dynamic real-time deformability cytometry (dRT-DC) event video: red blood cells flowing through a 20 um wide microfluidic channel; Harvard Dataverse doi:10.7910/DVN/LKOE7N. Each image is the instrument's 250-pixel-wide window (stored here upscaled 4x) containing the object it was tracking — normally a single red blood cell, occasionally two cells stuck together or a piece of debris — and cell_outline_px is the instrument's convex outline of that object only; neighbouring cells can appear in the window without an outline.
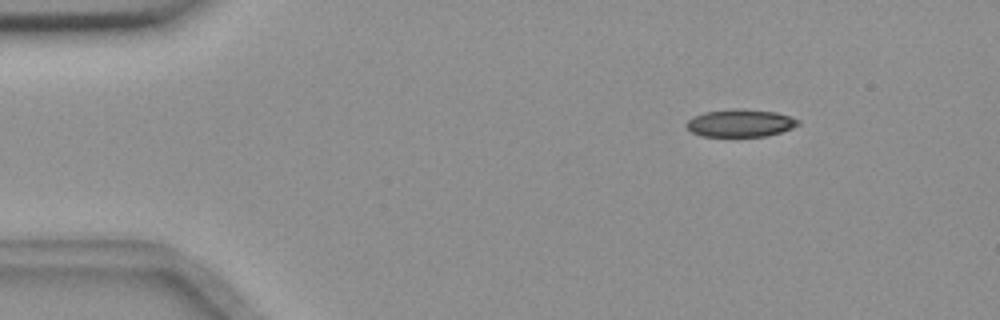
{"species": "common noctule bat (a hibernating species)", "species_latin": "Nyctalus noctula", "temperature_condition": "room temperature", "stored_images_in_passage": 8, "camera_frame_rate_fps": 3000, "um_per_image_px": 0.085, "animal": {"sex": "female", "body_mass_g": 18.4}, "frame": {"image": 1, "passage_image": 1, "time_ms": 0.0, "image_size_px": [1000, 320], "cell_outline_px": [[800, 124], [792, 128], [768, 136], [700, 136], [692, 132], [684, 124], [688, 120], [704, 112], [732, 108], [776, 112], [800, 120]], "centroid_in_image_um": [62.92, 10.46], "position_along_channel_um": 22.1, "area_um2": 17.86}}
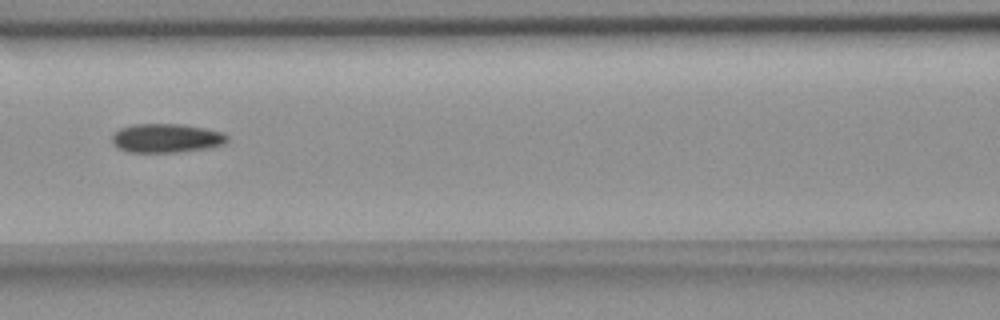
{"frame": {"image": 2, "passage_image": 6, "time_ms": 1.667, "image_size_px": [1000, 320], "cell_outline_px": [[228, 140], [224, 144], [208, 148], [176, 152], [128, 152], [112, 144], [112, 132], [120, 128], [132, 124], [184, 124], [224, 132], [228, 136]], "centroid_in_image_um": [14.13, 11.73], "position_along_channel_um": 152.5, "area_um2": 19.59}}
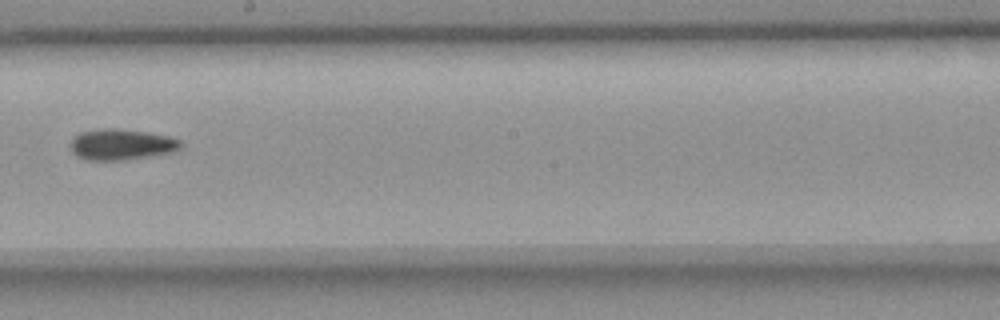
{"frame": {"image": 3, "passage_image": 8, "time_ms": 2.333, "image_size_px": [1000, 320], "cell_outline_px": [[180, 148], [172, 152], [148, 156], [120, 160], [88, 160], [76, 156], [72, 152], [72, 136], [80, 132], [96, 128], [116, 128], [148, 132], [168, 136], [180, 140]], "centroid_in_image_um": [10.27, 12.26], "position_along_channel_um": 237.9, "area_um2": 19.83}}